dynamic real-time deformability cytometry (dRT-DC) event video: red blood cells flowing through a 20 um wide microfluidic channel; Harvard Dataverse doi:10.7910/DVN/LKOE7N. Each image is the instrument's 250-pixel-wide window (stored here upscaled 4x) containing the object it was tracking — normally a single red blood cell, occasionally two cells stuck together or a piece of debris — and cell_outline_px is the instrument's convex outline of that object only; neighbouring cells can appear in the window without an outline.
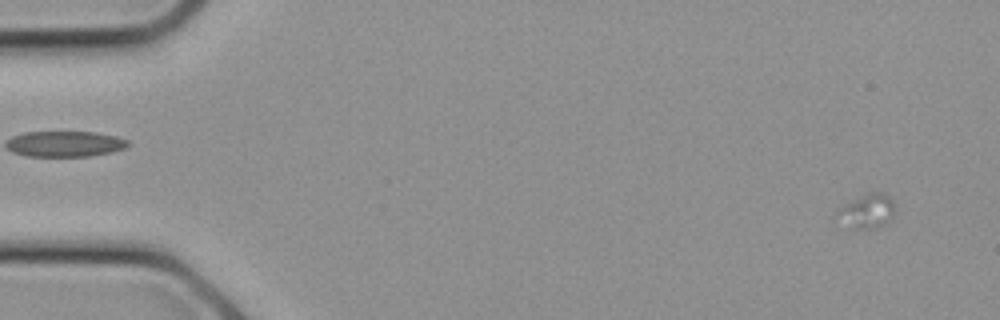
{"species": "common noctule bat (a hibernating species)", "species_latin": "Nyctalus noctula", "temperature_condition": "cold", "stored_images_in_passage": 6, "camera_frame_rate_fps": 3000, "um_per_image_px": 0.085, "animal": {"sex": "female", "body_mass_g": 21.9}, "frame": {"image": 1, "passage_image": 1, "time_ms": 0.0, "image_size_px": [1000, 320], "cell_outline_px": [[896, 212], [892, 220], [872, 228], [856, 228], [832, 216], [840, 208], [860, 196], [868, 192], [880, 192], [888, 196], [892, 200]], "centroid_in_image_um": [73.73, 17.93], "position_along_channel_um": 11.3, "area_um2": 11.27}}